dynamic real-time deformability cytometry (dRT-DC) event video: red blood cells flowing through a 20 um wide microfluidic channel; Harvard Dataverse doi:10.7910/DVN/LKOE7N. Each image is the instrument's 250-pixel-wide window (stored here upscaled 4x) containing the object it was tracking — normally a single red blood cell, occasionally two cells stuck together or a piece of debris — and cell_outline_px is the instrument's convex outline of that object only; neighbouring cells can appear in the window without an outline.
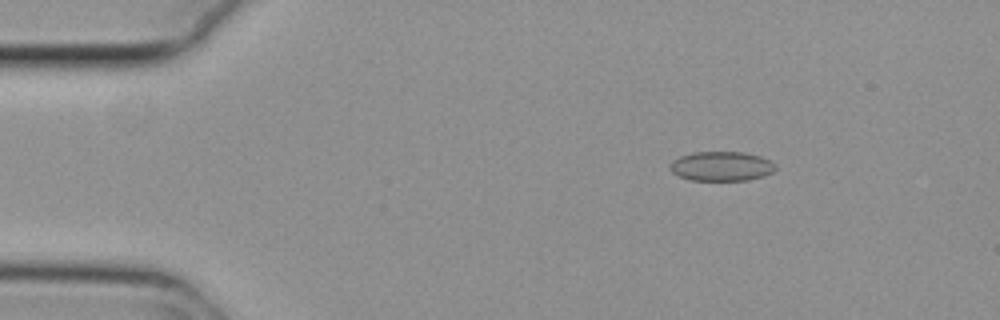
{"species": "common noctule bat (a hibernating species)", "species_latin": "Nyctalus noctula", "temperature_condition": "cold", "stored_images_in_passage": 54, "camera_frame_rate_fps": 3000, "um_per_image_px": 0.085, "animal": {"sex": "female", "body_mass_g": 29.2, "forearm_length_mm": 56.3}, "frame": {"image": 1, "passage_image": 8, "time_ms": 2.333, "image_size_px": [1000, 320], "cell_outline_px": [[776, 168], [772, 172], [764, 176], [748, 180], [692, 180], [680, 176], [672, 172], [668, 168], [672, 160], [680, 156], [692, 152], [744, 152], [760, 156], [776, 164]], "centroid_in_image_um": [61.31, 14.12], "position_along_channel_um": 23.7, "area_um2": 18.15}}
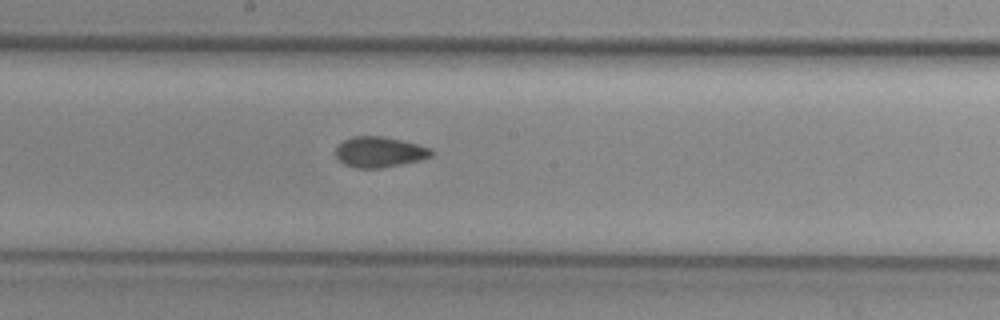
{"frame": {"image": 2, "passage_image": 29, "time_ms": 9.333, "image_size_px": [1000, 320], "cell_outline_px": [[432, 156], [420, 160], [380, 168], [356, 168], [344, 164], [336, 156], [336, 144], [352, 136], [384, 136], [432, 148]], "centroid_in_image_um": [32.23, 12.91], "position_along_channel_um": 216.0, "area_um2": 16.99}}
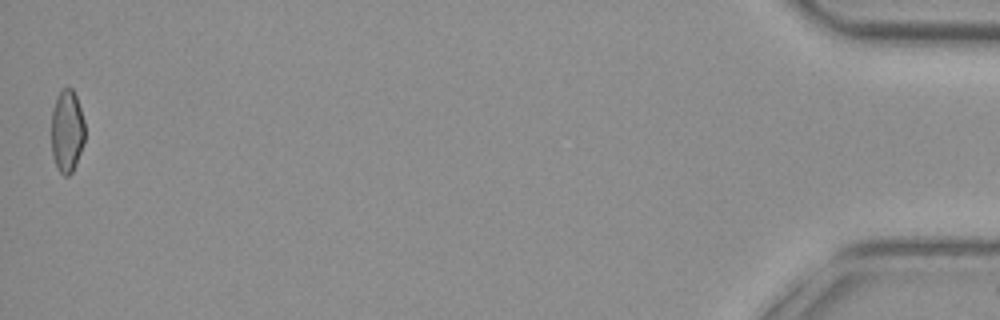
{"frame": {"image": 3, "passage_image": 54, "time_ms": 17.667, "image_size_px": [1000, 320], "cell_outline_px": [[84, 140], [76, 164], [72, 172], [68, 176], [64, 176], [60, 172], [52, 156], [52, 112], [56, 96], [64, 88], [72, 88], [76, 96], [84, 120]], "centroid_in_image_um": [5.69, 11.14], "position_along_channel_um": 429.5, "area_um2": 15.95}, "authors_computed_cell_mechanics": {"area_um2": 17.34, "velocity_mm_per_s": 3.7827, "shape_relaxation_time_tau1_ms": null, "shape_relaxation_time_tau2_ms": 4.5782, "deformation_change_tau1": null, "deformation_change_tau2": 0.0943}}